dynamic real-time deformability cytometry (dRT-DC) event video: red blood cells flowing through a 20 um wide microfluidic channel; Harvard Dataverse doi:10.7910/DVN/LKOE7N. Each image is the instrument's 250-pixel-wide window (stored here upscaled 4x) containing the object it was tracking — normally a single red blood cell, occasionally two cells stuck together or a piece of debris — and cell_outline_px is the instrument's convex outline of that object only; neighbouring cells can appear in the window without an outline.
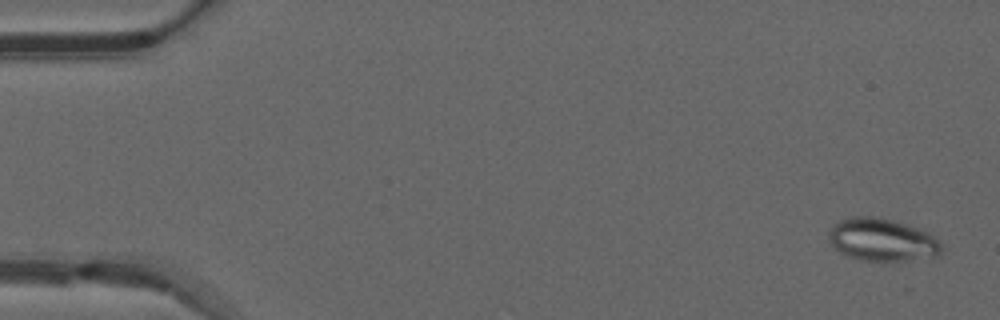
{"species": "common noctule bat (a hibernating species)", "species_latin": "Nyctalus noctula", "temperature_condition": "warm", "stored_images_in_passage": 50, "camera_frame_rate_fps": 3000, "um_per_image_px": 0.085, "animal": {"sex": "male", "forearm_length_mm": 52.5}, "frame": {"image": 1, "passage_image": 2, "time_ms": 0.333, "image_size_px": [1000, 320], "cell_outline_px": [[944, 248], [940, 256], [904, 260], [860, 260], [848, 256], [840, 252], [828, 240], [828, 236], [832, 224], [840, 220], [852, 216], [872, 216], [892, 220], [916, 228], [940, 240], [944, 244]], "centroid_in_image_um": [74.98, 20.38], "position_along_channel_um": 10.0, "area_um2": 27.92}}
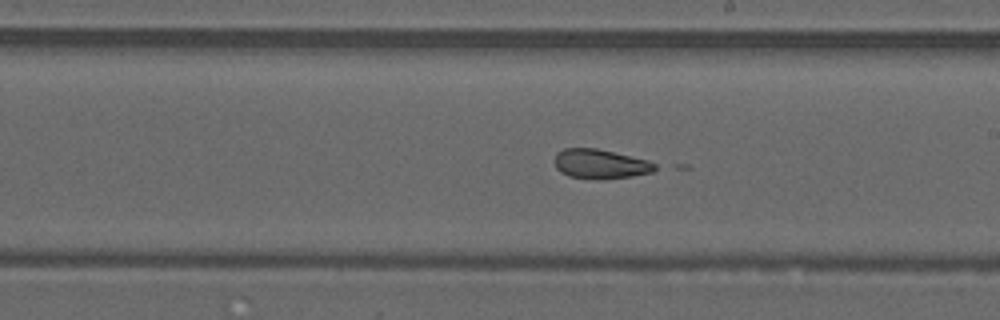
{"frame": {"image": 2, "passage_image": 29, "time_ms": 9.333, "image_size_px": [1000, 320], "cell_outline_px": [[660, 168], [652, 172], [632, 176], [604, 180], [596, 180], [568, 176], [560, 172], [556, 168], [552, 160], [556, 152], [564, 148], [596, 148], [648, 160], [656, 164]], "centroid_in_image_um": [51.0, 13.95], "position_along_channel_um": 238.0, "area_um2": 17.69}}
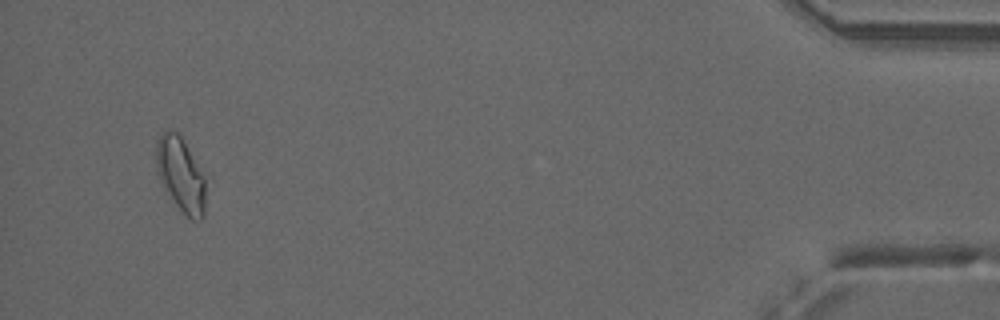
{"frame": {"image": 3, "passage_image": 48, "time_ms": 15.667, "image_size_px": [1000, 320], "cell_outline_px": [[204, 216], [200, 220], [192, 220], [176, 204], [164, 188], [156, 172], [156, 144], [160, 136], [168, 128], [176, 132], [180, 136], [204, 176]], "centroid_in_image_um": [15.33, 14.83], "position_along_channel_um": 419.9, "area_um2": 20.81}, "authors_computed_cell_mechanics": {"area_um2": 19.7387, "velocity_mm_per_s": 4.0897, "shape_relaxation_time_tau1_ms": null, "shape_relaxation_time_tau2_ms": 1.6403, "deformation_change_tau1": null, "deformation_change_tau2": 0.0773}}